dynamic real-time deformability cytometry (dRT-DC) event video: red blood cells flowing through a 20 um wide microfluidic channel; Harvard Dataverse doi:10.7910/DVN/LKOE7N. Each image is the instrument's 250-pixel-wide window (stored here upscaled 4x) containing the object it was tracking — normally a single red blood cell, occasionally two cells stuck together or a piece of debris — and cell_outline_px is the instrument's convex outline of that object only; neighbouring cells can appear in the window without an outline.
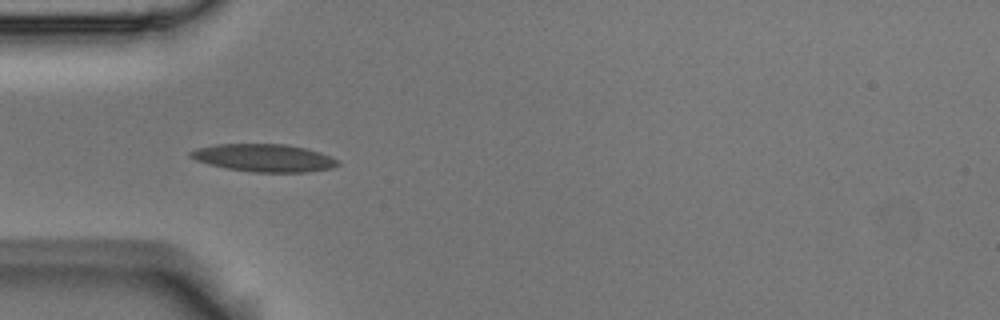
{"species": "Egyptian fruit bat (a non-hibernating species)", "species_latin": "Rousettus aegyptiacus", "temperature_condition": "room temperature", "stored_images_in_passage": 5, "camera_frame_rate_fps": 3000, "um_per_image_px": 0.085, "animal": {"sex": "male"}, "frame": {"image": 1, "passage_image": 4, "time_ms": 1.0, "image_size_px": [1000, 320], "cell_outline_px": [[340, 164], [332, 168], [308, 172], [252, 172], [228, 168], [208, 164], [196, 160], [188, 156], [188, 152], [196, 148], [216, 144], [288, 144], [320, 152], [332, 156], [340, 160]], "centroid_in_image_um": [22.46, 13.42], "position_along_channel_um": 62.5, "area_um2": 23.93}}
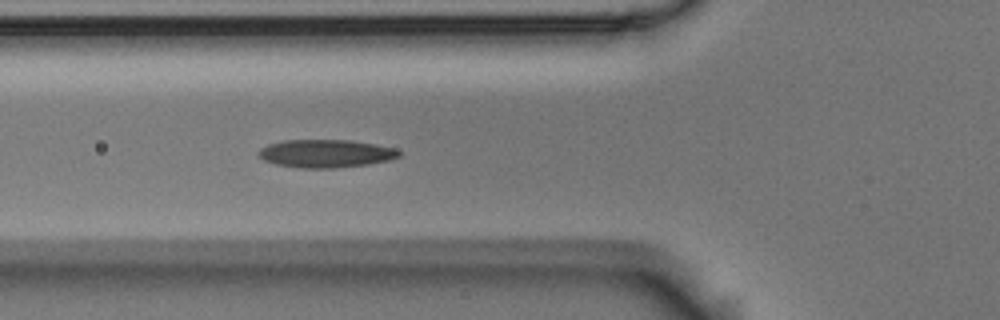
{"frame": {"image": 2, "passage_image": 5, "time_ms": 1.333, "image_size_px": [1000, 320], "cell_outline_px": [[400, 156], [388, 160], [368, 164], [332, 168], [300, 168], [276, 164], [264, 160], [256, 152], [260, 148], [268, 144], [284, 140], [352, 140], [376, 144], [396, 148], [400, 152]], "centroid_in_image_um": [27.68, 13.04], "position_along_channel_um": 98.1, "area_um2": 22.95}}